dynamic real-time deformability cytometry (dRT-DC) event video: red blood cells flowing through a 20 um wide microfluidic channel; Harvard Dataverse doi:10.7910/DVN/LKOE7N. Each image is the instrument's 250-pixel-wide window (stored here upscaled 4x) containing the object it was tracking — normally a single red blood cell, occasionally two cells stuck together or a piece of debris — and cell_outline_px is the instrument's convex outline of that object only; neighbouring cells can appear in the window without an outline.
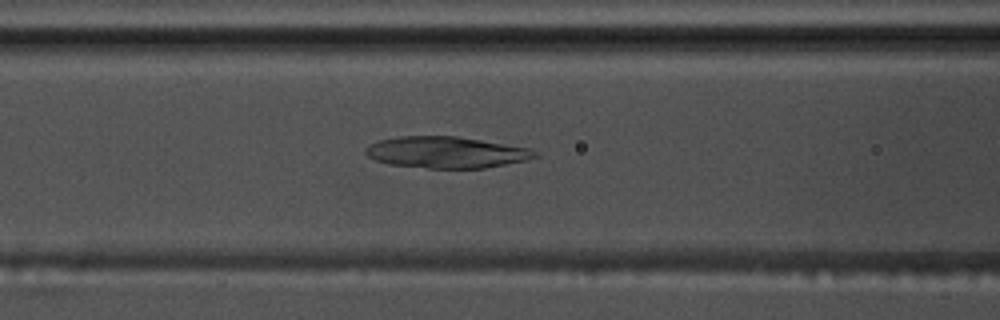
{"species": "common noctule bat (a hibernating species)", "species_latin": "Nyctalus noctula", "temperature_condition": "warm", "stored_images_in_passage": 53, "camera_frame_rate_fps": 3000, "um_per_image_px": 0.085, "animal": {"sex": "male", "body_mass_g": 17.5, "forearm_length_mm": 52.3}, "frame": {"image": 1, "passage_image": 23, "time_ms": 7.333, "image_size_px": [1000, 320], "cell_outline_px": [[540, 156], [524, 160], [484, 168], [428, 168], [388, 164], [376, 160], [368, 156], [364, 152], [364, 148], [368, 144], [376, 140], [400, 136], [456, 136], [532, 148], [540, 152]], "centroid_in_image_um": [37.91, 12.94], "position_along_channel_um": 128.7, "area_um2": 31.21}}
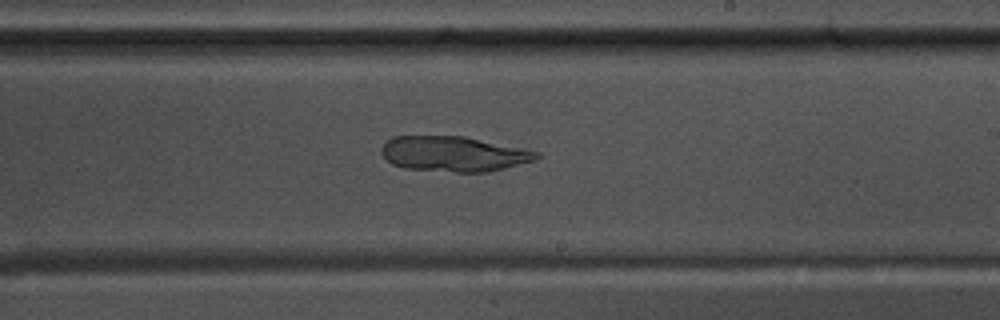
{"frame": {"image": 2, "passage_image": 33, "time_ms": 10.667, "image_size_px": [1000, 320], "cell_outline_px": [[540, 156], [536, 160], [488, 172], [456, 172], [404, 168], [392, 164], [380, 152], [380, 148], [392, 136], [464, 136], [524, 148], [540, 152]], "centroid_in_image_um": [38.58, 13.08], "position_along_channel_um": 250.4, "area_um2": 31.91}}